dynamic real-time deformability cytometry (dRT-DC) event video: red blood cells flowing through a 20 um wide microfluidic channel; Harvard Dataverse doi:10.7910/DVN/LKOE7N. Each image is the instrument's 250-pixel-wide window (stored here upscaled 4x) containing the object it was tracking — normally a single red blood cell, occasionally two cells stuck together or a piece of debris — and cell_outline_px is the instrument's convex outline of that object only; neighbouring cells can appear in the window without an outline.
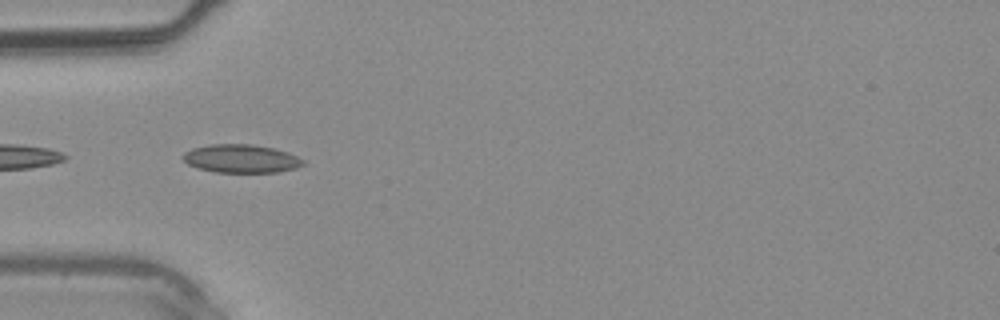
{"species": "common noctule bat (a hibernating species)", "species_latin": "Nyctalus noctula", "temperature_condition": "warm", "stored_images_in_passage": 19, "camera_frame_rate_fps": 3000, "um_per_image_px": 0.085, "animal": {"sex": "male", "body_mass_g": 20.4}, "frame": {"image": 1, "passage_image": 4, "time_ms": 1.0, "image_size_px": [1000, 320], "cell_outline_px": [[304, 164], [296, 168], [276, 172], [216, 172], [196, 168], [188, 164], [180, 156], [184, 152], [192, 148], [208, 144], [252, 144], [276, 148], [288, 152], [304, 160]], "centroid_in_image_um": [20.47, 13.47], "position_along_channel_um": 64.5, "area_um2": 20.0}}